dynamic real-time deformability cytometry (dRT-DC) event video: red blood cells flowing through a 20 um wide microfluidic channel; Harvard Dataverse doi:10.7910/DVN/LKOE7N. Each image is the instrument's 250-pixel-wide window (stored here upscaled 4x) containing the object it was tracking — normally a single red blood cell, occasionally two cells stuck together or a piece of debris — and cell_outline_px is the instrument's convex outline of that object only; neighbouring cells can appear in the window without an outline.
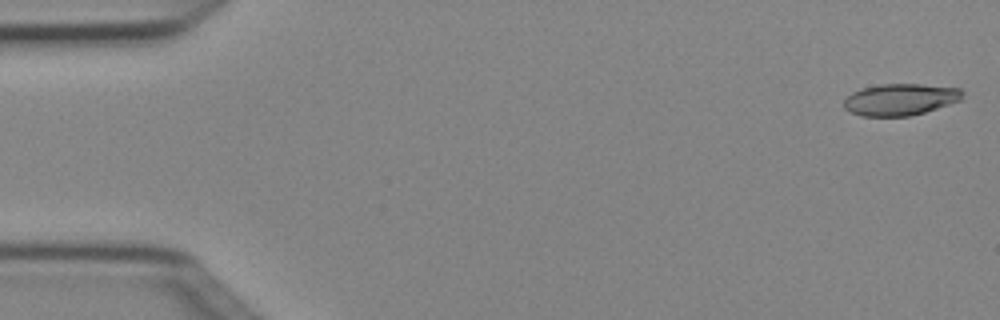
{"species": "Egyptian fruit bat (a non-hibernating species)", "species_latin": "Rousettus aegyptiacus", "temperature_condition": "cold", "stored_images_in_passage": 6, "camera_frame_rate_fps": 3000, "um_per_image_px": 0.085, "animal": {"sex": "female"}, "frame": {"image": 1, "passage_image": 1, "time_ms": 0.0, "image_size_px": [1000, 320], "cell_outline_px": [[964, 100], [924, 112], [908, 116], [860, 116], [844, 108], [844, 100], [852, 92], [860, 88], [880, 84], [920, 84], [960, 88], [964, 92]], "centroid_in_image_um": [76.56, 8.45], "position_along_channel_um": 8.4, "area_um2": 22.08}}
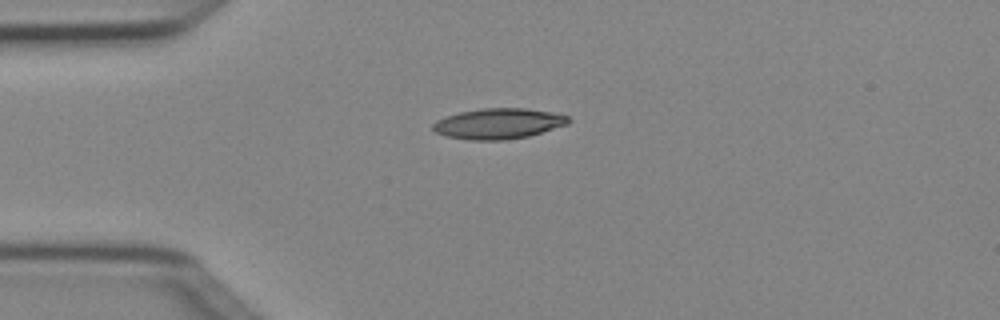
{"frame": {"image": 2, "passage_image": 4, "time_ms": 1.0, "image_size_px": [1000, 320], "cell_outline_px": [[572, 120], [568, 124], [528, 136], [504, 140], [468, 140], [448, 136], [436, 132], [432, 128], [432, 124], [436, 120], [460, 112], [480, 108], [528, 108], [552, 112], [568, 116]], "centroid_in_image_um": [42.38, 10.5], "position_along_channel_um": 42.6, "area_um2": 24.1}}
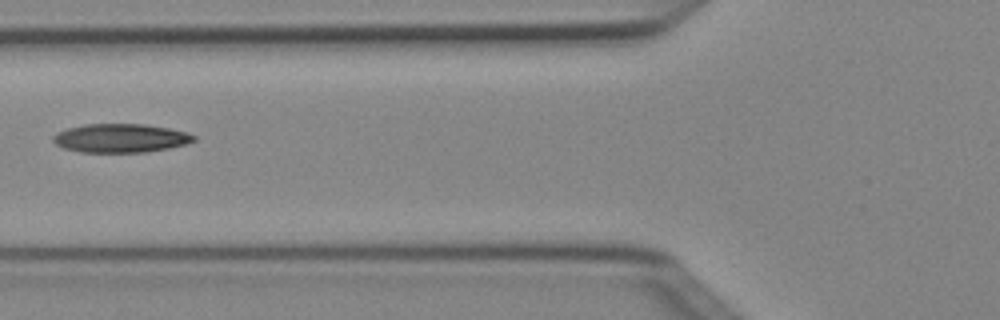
{"frame": {"image": 3, "passage_image": 6, "time_ms": 1.667, "image_size_px": [1000, 320], "cell_outline_px": [[196, 140], [188, 144], [168, 148], [144, 152], [80, 152], [64, 148], [56, 144], [52, 140], [52, 136], [56, 132], [68, 128], [84, 124], [144, 124], [168, 128], [188, 132], [196, 136]], "centroid_in_image_um": [10.25, 11.74], "position_along_channel_um": 115.5, "area_um2": 23.64}}